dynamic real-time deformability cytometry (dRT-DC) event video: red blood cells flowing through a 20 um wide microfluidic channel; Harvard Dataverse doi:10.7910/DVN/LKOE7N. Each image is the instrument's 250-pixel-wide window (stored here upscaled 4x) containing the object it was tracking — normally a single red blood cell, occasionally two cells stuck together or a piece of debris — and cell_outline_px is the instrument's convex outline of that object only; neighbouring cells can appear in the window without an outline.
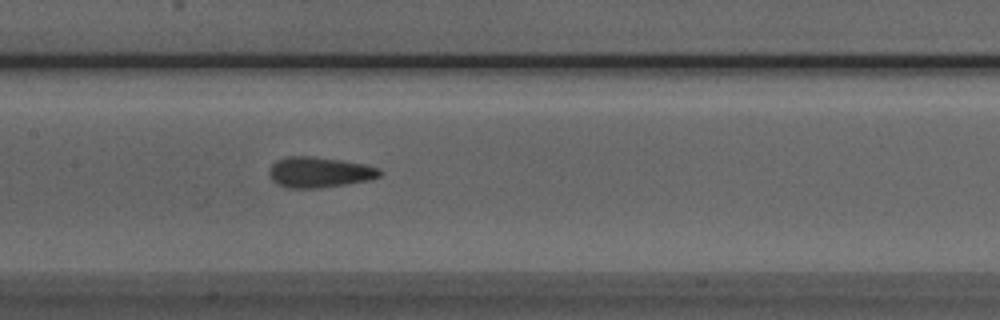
{"species": "Egyptian fruit bat (a non-hibernating species)", "species_latin": "Rousettus aegyptiacus", "temperature_condition": "room temperature", "stored_images_in_passage": 39, "camera_frame_rate_fps": 3000, "um_per_image_px": 0.085, "animal": {"sex": "male"}, "frame": {"image": 1, "passage_image": 19, "time_ms": 6.0, "image_size_px": [1000, 320], "cell_outline_px": [[384, 172], [380, 176], [368, 180], [320, 188], [284, 188], [276, 184], [272, 180], [268, 172], [272, 164], [276, 160], [288, 156], [308, 156], [340, 160], [364, 164], [376, 168]], "centroid_in_image_um": [27.09, 14.65], "position_along_channel_um": 180.3, "area_um2": 19.65}}
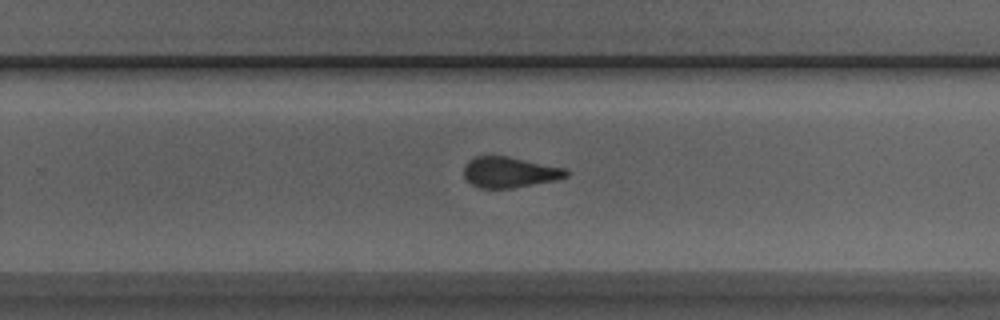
{"frame": {"image": 2, "passage_image": 27, "time_ms": 8.667, "image_size_px": [1000, 320], "cell_outline_px": [[568, 176], [556, 180], [512, 188], [480, 188], [472, 184], [464, 176], [464, 164], [468, 160], [476, 156], [508, 156], [564, 168], [568, 172]], "centroid_in_image_um": [43.29, 14.63], "position_along_channel_um": 286.5, "area_um2": 18.21}}
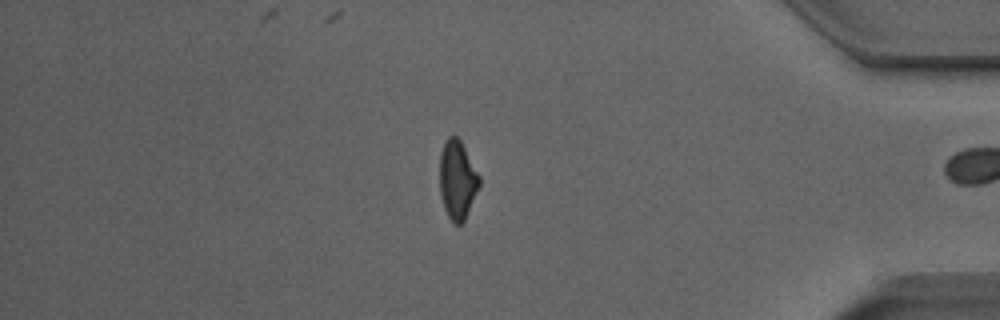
{"frame": {"image": 3, "passage_image": 38, "time_ms": 12.333, "image_size_px": [1000, 320], "cell_outline_px": [[480, 184], [464, 220], [460, 224], [456, 224], [448, 216], [444, 208], [440, 196], [440, 152], [448, 136], [456, 136], [460, 140], [480, 176]], "centroid_in_image_um": [38.86, 15.27], "position_along_channel_um": 396.3, "area_um2": 17.92}, "authors_computed_cell_mechanics": {"area_um2": 19.4208, "velocity_mm_per_s": 4.0167, "shape_relaxation_time_tau1_ms": null, "shape_relaxation_time_tau2_ms": 1.4894, "deformation_change_tau1": null, "deformation_change_tau2": 0.0898}}